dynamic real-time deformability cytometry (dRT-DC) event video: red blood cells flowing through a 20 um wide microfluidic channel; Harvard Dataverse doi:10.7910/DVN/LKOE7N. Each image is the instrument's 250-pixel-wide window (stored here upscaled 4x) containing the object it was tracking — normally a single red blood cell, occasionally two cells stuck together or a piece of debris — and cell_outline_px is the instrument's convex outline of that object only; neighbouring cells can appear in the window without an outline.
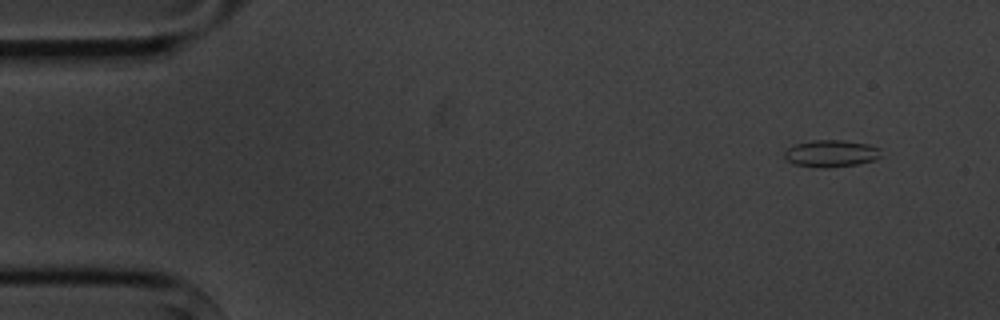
{"species": "common noctule bat (a hibernating species)", "species_latin": "Nyctalus noctula", "temperature_condition": "cold", "stored_images_in_passage": 4, "camera_frame_rate_fps": 3000, "um_per_image_px": 0.085, "animal": {"sex": "male", "body_mass_g": 20.1, "forearm_length_mm": 53.5}, "frame": {"image": 1, "passage_image": 2, "time_ms": 1.0, "image_size_px": [1000, 320], "cell_outline_px": [[880, 156], [872, 160], [856, 164], [828, 168], [820, 168], [792, 164], [784, 156], [784, 152], [788, 148], [796, 144], [812, 140], [844, 140], [868, 144], [880, 148]], "centroid_in_image_um": [70.61, 13.04], "position_along_channel_um": 14.4, "area_um2": 15.14}}
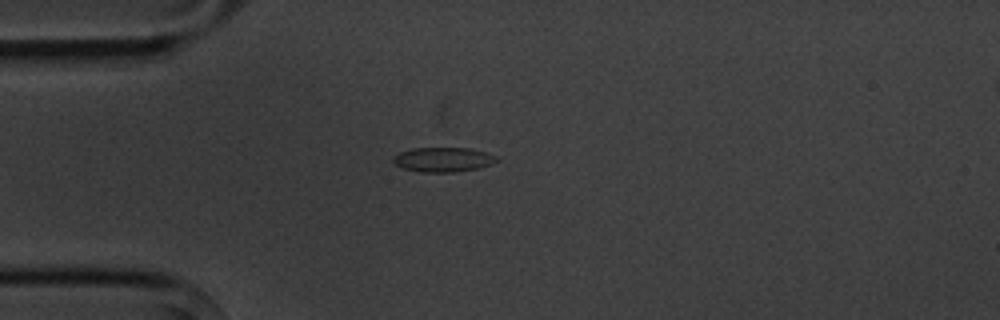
{"frame": {"image": 2, "passage_image": 4, "time_ms": 4.333, "image_size_px": [1000, 320], "cell_outline_px": [[500, 160], [476, 168], [456, 172], [420, 172], [404, 168], [396, 164], [392, 160], [392, 156], [400, 152], [412, 148], [468, 148], [488, 152], [496, 156]], "centroid_in_image_um": [37.65, 13.55], "position_along_channel_um": 47.3, "area_um2": 14.74}}